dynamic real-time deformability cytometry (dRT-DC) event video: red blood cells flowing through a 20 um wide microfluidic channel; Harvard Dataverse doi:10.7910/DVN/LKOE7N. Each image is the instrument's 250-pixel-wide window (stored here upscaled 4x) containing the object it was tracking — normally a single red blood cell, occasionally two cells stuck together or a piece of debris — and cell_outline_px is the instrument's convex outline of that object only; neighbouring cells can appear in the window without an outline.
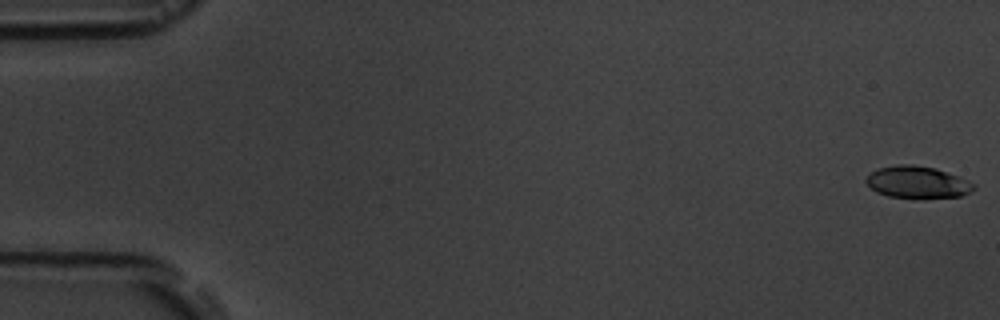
{"species": "common noctule bat (a hibernating species)", "species_latin": "Nyctalus noctula", "temperature_condition": "room temperature", "stored_images_in_passage": 6, "camera_frame_rate_fps": 3000, "um_per_image_px": 0.085, "animal": {"sex": "male", "body_mass_g": 19.5, "forearm_length_mm": 54.6}, "frame": {"image": 1, "passage_image": 1, "time_ms": 0.0, "image_size_px": [1000, 320], "cell_outline_px": [[976, 188], [972, 192], [960, 196], [924, 200], [888, 196], [876, 192], [864, 180], [872, 172], [880, 168], [900, 164], [912, 164], [936, 168], [960, 176], [976, 184]], "centroid_in_image_um": [78.05, 15.52], "position_along_channel_um": 6.9, "area_um2": 20.63}}
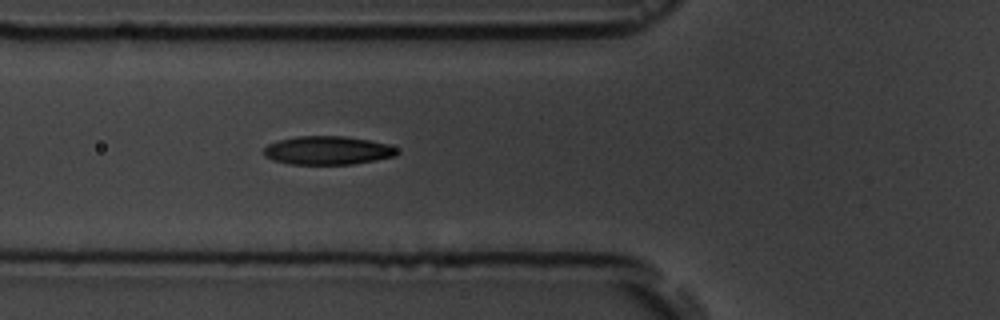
{"frame": {"image": 2, "passage_image": 6, "time_ms": 6.667, "image_size_px": [1000, 320], "cell_outline_px": [[400, 152], [392, 156], [376, 160], [352, 164], [292, 164], [272, 160], [264, 156], [264, 148], [268, 144], [276, 140], [296, 136], [344, 136], [368, 140], [388, 144], [396, 148]], "centroid_in_image_um": [27.81, 12.78], "position_along_channel_um": 98.0, "area_um2": 22.14}}